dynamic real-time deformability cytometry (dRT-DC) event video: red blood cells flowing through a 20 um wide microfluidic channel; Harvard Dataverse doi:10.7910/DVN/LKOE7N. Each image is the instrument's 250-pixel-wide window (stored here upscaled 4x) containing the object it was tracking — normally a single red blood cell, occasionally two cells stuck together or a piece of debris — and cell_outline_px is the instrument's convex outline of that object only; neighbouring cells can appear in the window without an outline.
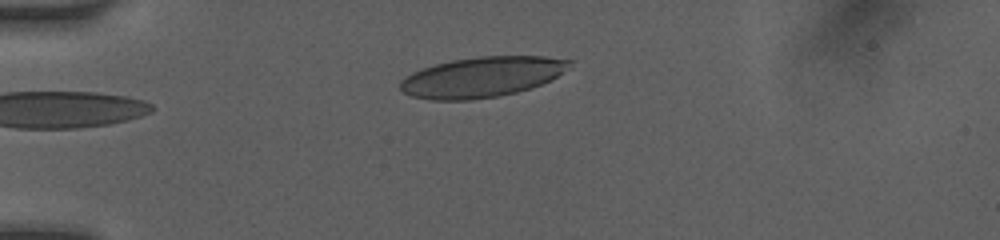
{"species": "human", "species_latin": "Homo sapiens", "temperature_condition": "room temperature", "stored_images_in_passage": 4, "camera_frame_rate_fps": 3000, "um_per_image_px": 0.085, "donor": {"sex": "female"}, "frame": {"image": 1, "passage_image": 4, "time_ms": 2.667, "image_size_px": [1000, 240], "cell_outline_px": [[572, 60], [556, 76], [540, 84], [516, 92], [496, 96], [472, 100], [428, 100], [412, 96], [404, 92], [400, 88], [400, 80], [412, 72], [436, 64], [452, 60], [480, 56], [544, 56]], "centroid_in_image_um": [40.88, 6.55], "position_along_channel_um": 44.1, "area_um2": 39.19}}